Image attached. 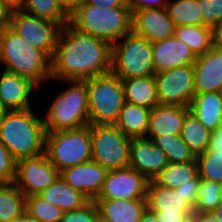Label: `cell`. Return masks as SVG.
I'll return each instance as SVG.
<instances>
[{
    "instance_id": "obj_48",
    "label": "cell",
    "mask_w": 222,
    "mask_h": 222,
    "mask_svg": "<svg viewBox=\"0 0 222 222\" xmlns=\"http://www.w3.org/2000/svg\"><path fill=\"white\" fill-rule=\"evenodd\" d=\"M62 8L70 14L83 0H57Z\"/></svg>"
},
{
    "instance_id": "obj_32",
    "label": "cell",
    "mask_w": 222,
    "mask_h": 222,
    "mask_svg": "<svg viewBox=\"0 0 222 222\" xmlns=\"http://www.w3.org/2000/svg\"><path fill=\"white\" fill-rule=\"evenodd\" d=\"M152 142L166 154L169 163H187L196 159L180 135L156 136Z\"/></svg>"
},
{
    "instance_id": "obj_51",
    "label": "cell",
    "mask_w": 222,
    "mask_h": 222,
    "mask_svg": "<svg viewBox=\"0 0 222 222\" xmlns=\"http://www.w3.org/2000/svg\"><path fill=\"white\" fill-rule=\"evenodd\" d=\"M211 213L215 216V218L219 221L222 222V204H220L218 207L213 209Z\"/></svg>"
},
{
    "instance_id": "obj_54",
    "label": "cell",
    "mask_w": 222,
    "mask_h": 222,
    "mask_svg": "<svg viewBox=\"0 0 222 222\" xmlns=\"http://www.w3.org/2000/svg\"><path fill=\"white\" fill-rule=\"evenodd\" d=\"M219 199H220V203L222 204V183H221V188L219 192Z\"/></svg>"
},
{
    "instance_id": "obj_41",
    "label": "cell",
    "mask_w": 222,
    "mask_h": 222,
    "mask_svg": "<svg viewBox=\"0 0 222 222\" xmlns=\"http://www.w3.org/2000/svg\"><path fill=\"white\" fill-rule=\"evenodd\" d=\"M168 0H130L128 6L131 14L134 11L146 8H164Z\"/></svg>"
},
{
    "instance_id": "obj_3",
    "label": "cell",
    "mask_w": 222,
    "mask_h": 222,
    "mask_svg": "<svg viewBox=\"0 0 222 222\" xmlns=\"http://www.w3.org/2000/svg\"><path fill=\"white\" fill-rule=\"evenodd\" d=\"M46 130L43 118L32 111H7L0 122V142L18 161L45 152Z\"/></svg>"
},
{
    "instance_id": "obj_1",
    "label": "cell",
    "mask_w": 222,
    "mask_h": 222,
    "mask_svg": "<svg viewBox=\"0 0 222 222\" xmlns=\"http://www.w3.org/2000/svg\"><path fill=\"white\" fill-rule=\"evenodd\" d=\"M112 45L82 33L69 23L61 27L51 59V78L85 81L111 71Z\"/></svg>"
},
{
    "instance_id": "obj_4",
    "label": "cell",
    "mask_w": 222,
    "mask_h": 222,
    "mask_svg": "<svg viewBox=\"0 0 222 222\" xmlns=\"http://www.w3.org/2000/svg\"><path fill=\"white\" fill-rule=\"evenodd\" d=\"M129 7L107 8L82 1L70 14L69 24L78 31L115 44L131 31Z\"/></svg>"
},
{
    "instance_id": "obj_34",
    "label": "cell",
    "mask_w": 222,
    "mask_h": 222,
    "mask_svg": "<svg viewBox=\"0 0 222 222\" xmlns=\"http://www.w3.org/2000/svg\"><path fill=\"white\" fill-rule=\"evenodd\" d=\"M25 214L38 222H60L64 211L39 195L25 196Z\"/></svg>"
},
{
    "instance_id": "obj_35",
    "label": "cell",
    "mask_w": 222,
    "mask_h": 222,
    "mask_svg": "<svg viewBox=\"0 0 222 222\" xmlns=\"http://www.w3.org/2000/svg\"><path fill=\"white\" fill-rule=\"evenodd\" d=\"M220 188V183L200 179L194 212L208 213L218 207L221 204L219 199Z\"/></svg>"
},
{
    "instance_id": "obj_49",
    "label": "cell",
    "mask_w": 222,
    "mask_h": 222,
    "mask_svg": "<svg viewBox=\"0 0 222 222\" xmlns=\"http://www.w3.org/2000/svg\"><path fill=\"white\" fill-rule=\"evenodd\" d=\"M9 7V9L14 11H20L24 5L26 0H2Z\"/></svg>"
},
{
    "instance_id": "obj_42",
    "label": "cell",
    "mask_w": 222,
    "mask_h": 222,
    "mask_svg": "<svg viewBox=\"0 0 222 222\" xmlns=\"http://www.w3.org/2000/svg\"><path fill=\"white\" fill-rule=\"evenodd\" d=\"M153 212L159 222H185L193 213H164L163 211Z\"/></svg>"
},
{
    "instance_id": "obj_46",
    "label": "cell",
    "mask_w": 222,
    "mask_h": 222,
    "mask_svg": "<svg viewBox=\"0 0 222 222\" xmlns=\"http://www.w3.org/2000/svg\"><path fill=\"white\" fill-rule=\"evenodd\" d=\"M192 217H193V222H219L211 212L208 213L194 212Z\"/></svg>"
},
{
    "instance_id": "obj_11",
    "label": "cell",
    "mask_w": 222,
    "mask_h": 222,
    "mask_svg": "<svg viewBox=\"0 0 222 222\" xmlns=\"http://www.w3.org/2000/svg\"><path fill=\"white\" fill-rule=\"evenodd\" d=\"M9 27L31 45L43 50L52 59L61 29L59 24L20 10L12 13Z\"/></svg>"
},
{
    "instance_id": "obj_18",
    "label": "cell",
    "mask_w": 222,
    "mask_h": 222,
    "mask_svg": "<svg viewBox=\"0 0 222 222\" xmlns=\"http://www.w3.org/2000/svg\"><path fill=\"white\" fill-rule=\"evenodd\" d=\"M194 66L195 94L219 92L222 86V50L212 47L197 57Z\"/></svg>"
},
{
    "instance_id": "obj_47",
    "label": "cell",
    "mask_w": 222,
    "mask_h": 222,
    "mask_svg": "<svg viewBox=\"0 0 222 222\" xmlns=\"http://www.w3.org/2000/svg\"><path fill=\"white\" fill-rule=\"evenodd\" d=\"M213 47L222 50V23L213 28Z\"/></svg>"
},
{
    "instance_id": "obj_19",
    "label": "cell",
    "mask_w": 222,
    "mask_h": 222,
    "mask_svg": "<svg viewBox=\"0 0 222 222\" xmlns=\"http://www.w3.org/2000/svg\"><path fill=\"white\" fill-rule=\"evenodd\" d=\"M40 88L29 78L5 71L0 76V102L8 110L31 108L30 97Z\"/></svg>"
},
{
    "instance_id": "obj_29",
    "label": "cell",
    "mask_w": 222,
    "mask_h": 222,
    "mask_svg": "<svg viewBox=\"0 0 222 222\" xmlns=\"http://www.w3.org/2000/svg\"><path fill=\"white\" fill-rule=\"evenodd\" d=\"M211 133L193 113L189 112L186 115L180 136L197 157L208 150Z\"/></svg>"
},
{
    "instance_id": "obj_28",
    "label": "cell",
    "mask_w": 222,
    "mask_h": 222,
    "mask_svg": "<svg viewBox=\"0 0 222 222\" xmlns=\"http://www.w3.org/2000/svg\"><path fill=\"white\" fill-rule=\"evenodd\" d=\"M174 37L183 41L198 57L213 47V28L209 26H176Z\"/></svg>"
},
{
    "instance_id": "obj_24",
    "label": "cell",
    "mask_w": 222,
    "mask_h": 222,
    "mask_svg": "<svg viewBox=\"0 0 222 222\" xmlns=\"http://www.w3.org/2000/svg\"><path fill=\"white\" fill-rule=\"evenodd\" d=\"M38 195L60 207L64 212L79 210L91 201L82 192L68 185L60 176Z\"/></svg>"
},
{
    "instance_id": "obj_40",
    "label": "cell",
    "mask_w": 222,
    "mask_h": 222,
    "mask_svg": "<svg viewBox=\"0 0 222 222\" xmlns=\"http://www.w3.org/2000/svg\"><path fill=\"white\" fill-rule=\"evenodd\" d=\"M199 187L200 177L198 175L192 180V184L179 186L175 190L179 191L185 197V200L194 208L198 197Z\"/></svg>"
},
{
    "instance_id": "obj_22",
    "label": "cell",
    "mask_w": 222,
    "mask_h": 222,
    "mask_svg": "<svg viewBox=\"0 0 222 222\" xmlns=\"http://www.w3.org/2000/svg\"><path fill=\"white\" fill-rule=\"evenodd\" d=\"M148 209L164 213H194V208L185 197L175 189L164 188L153 180L149 182L147 192Z\"/></svg>"
},
{
    "instance_id": "obj_15",
    "label": "cell",
    "mask_w": 222,
    "mask_h": 222,
    "mask_svg": "<svg viewBox=\"0 0 222 222\" xmlns=\"http://www.w3.org/2000/svg\"><path fill=\"white\" fill-rule=\"evenodd\" d=\"M169 164L166 154L146 137L132 138L129 167L143 174L149 181Z\"/></svg>"
},
{
    "instance_id": "obj_44",
    "label": "cell",
    "mask_w": 222,
    "mask_h": 222,
    "mask_svg": "<svg viewBox=\"0 0 222 222\" xmlns=\"http://www.w3.org/2000/svg\"><path fill=\"white\" fill-rule=\"evenodd\" d=\"M85 3L107 8L129 7L127 0H83Z\"/></svg>"
},
{
    "instance_id": "obj_52",
    "label": "cell",
    "mask_w": 222,
    "mask_h": 222,
    "mask_svg": "<svg viewBox=\"0 0 222 222\" xmlns=\"http://www.w3.org/2000/svg\"><path fill=\"white\" fill-rule=\"evenodd\" d=\"M20 222H38L32 218H29L26 214L20 217Z\"/></svg>"
},
{
    "instance_id": "obj_39",
    "label": "cell",
    "mask_w": 222,
    "mask_h": 222,
    "mask_svg": "<svg viewBox=\"0 0 222 222\" xmlns=\"http://www.w3.org/2000/svg\"><path fill=\"white\" fill-rule=\"evenodd\" d=\"M60 222H101V220L95 202L90 201L79 210L64 212Z\"/></svg>"
},
{
    "instance_id": "obj_16",
    "label": "cell",
    "mask_w": 222,
    "mask_h": 222,
    "mask_svg": "<svg viewBox=\"0 0 222 222\" xmlns=\"http://www.w3.org/2000/svg\"><path fill=\"white\" fill-rule=\"evenodd\" d=\"M107 173L106 168L91 160L60 171V177L94 201L102 190Z\"/></svg>"
},
{
    "instance_id": "obj_8",
    "label": "cell",
    "mask_w": 222,
    "mask_h": 222,
    "mask_svg": "<svg viewBox=\"0 0 222 222\" xmlns=\"http://www.w3.org/2000/svg\"><path fill=\"white\" fill-rule=\"evenodd\" d=\"M44 153L59 172L91 161L90 125L76 130L47 132Z\"/></svg>"
},
{
    "instance_id": "obj_12",
    "label": "cell",
    "mask_w": 222,
    "mask_h": 222,
    "mask_svg": "<svg viewBox=\"0 0 222 222\" xmlns=\"http://www.w3.org/2000/svg\"><path fill=\"white\" fill-rule=\"evenodd\" d=\"M60 176L45 153L17 161L14 184L25 195H38Z\"/></svg>"
},
{
    "instance_id": "obj_27",
    "label": "cell",
    "mask_w": 222,
    "mask_h": 222,
    "mask_svg": "<svg viewBox=\"0 0 222 222\" xmlns=\"http://www.w3.org/2000/svg\"><path fill=\"white\" fill-rule=\"evenodd\" d=\"M198 175V163L195 159L187 163H169L153 181L164 188L176 189L185 184H192V180Z\"/></svg>"
},
{
    "instance_id": "obj_43",
    "label": "cell",
    "mask_w": 222,
    "mask_h": 222,
    "mask_svg": "<svg viewBox=\"0 0 222 222\" xmlns=\"http://www.w3.org/2000/svg\"><path fill=\"white\" fill-rule=\"evenodd\" d=\"M207 151L214 152V156H222V127L211 133Z\"/></svg>"
},
{
    "instance_id": "obj_9",
    "label": "cell",
    "mask_w": 222,
    "mask_h": 222,
    "mask_svg": "<svg viewBox=\"0 0 222 222\" xmlns=\"http://www.w3.org/2000/svg\"><path fill=\"white\" fill-rule=\"evenodd\" d=\"M90 130L92 161L108 171L129 167L131 137L115 124L90 125Z\"/></svg>"
},
{
    "instance_id": "obj_10",
    "label": "cell",
    "mask_w": 222,
    "mask_h": 222,
    "mask_svg": "<svg viewBox=\"0 0 222 222\" xmlns=\"http://www.w3.org/2000/svg\"><path fill=\"white\" fill-rule=\"evenodd\" d=\"M154 77L160 105L190 106L195 95L193 64L155 73Z\"/></svg>"
},
{
    "instance_id": "obj_57",
    "label": "cell",
    "mask_w": 222,
    "mask_h": 222,
    "mask_svg": "<svg viewBox=\"0 0 222 222\" xmlns=\"http://www.w3.org/2000/svg\"><path fill=\"white\" fill-rule=\"evenodd\" d=\"M219 93H220V95L222 96V86H221V89H220Z\"/></svg>"
},
{
    "instance_id": "obj_2",
    "label": "cell",
    "mask_w": 222,
    "mask_h": 222,
    "mask_svg": "<svg viewBox=\"0 0 222 222\" xmlns=\"http://www.w3.org/2000/svg\"><path fill=\"white\" fill-rule=\"evenodd\" d=\"M0 62L5 71L29 78L39 87L51 79V58L9 26L0 29Z\"/></svg>"
},
{
    "instance_id": "obj_20",
    "label": "cell",
    "mask_w": 222,
    "mask_h": 222,
    "mask_svg": "<svg viewBox=\"0 0 222 222\" xmlns=\"http://www.w3.org/2000/svg\"><path fill=\"white\" fill-rule=\"evenodd\" d=\"M189 107L178 105H157L149 116L146 138L153 139L161 135H180Z\"/></svg>"
},
{
    "instance_id": "obj_50",
    "label": "cell",
    "mask_w": 222,
    "mask_h": 222,
    "mask_svg": "<svg viewBox=\"0 0 222 222\" xmlns=\"http://www.w3.org/2000/svg\"><path fill=\"white\" fill-rule=\"evenodd\" d=\"M139 222H159V221L157 220L156 215L153 212H151L149 209H147L145 213L142 215V218L140 219Z\"/></svg>"
},
{
    "instance_id": "obj_33",
    "label": "cell",
    "mask_w": 222,
    "mask_h": 222,
    "mask_svg": "<svg viewBox=\"0 0 222 222\" xmlns=\"http://www.w3.org/2000/svg\"><path fill=\"white\" fill-rule=\"evenodd\" d=\"M21 11L56 22L61 27L69 23V14L57 0H26Z\"/></svg>"
},
{
    "instance_id": "obj_45",
    "label": "cell",
    "mask_w": 222,
    "mask_h": 222,
    "mask_svg": "<svg viewBox=\"0 0 222 222\" xmlns=\"http://www.w3.org/2000/svg\"><path fill=\"white\" fill-rule=\"evenodd\" d=\"M12 13L5 2L0 0V29L9 26Z\"/></svg>"
},
{
    "instance_id": "obj_23",
    "label": "cell",
    "mask_w": 222,
    "mask_h": 222,
    "mask_svg": "<svg viewBox=\"0 0 222 222\" xmlns=\"http://www.w3.org/2000/svg\"><path fill=\"white\" fill-rule=\"evenodd\" d=\"M189 108L211 132L222 127V96L219 92L195 94Z\"/></svg>"
},
{
    "instance_id": "obj_31",
    "label": "cell",
    "mask_w": 222,
    "mask_h": 222,
    "mask_svg": "<svg viewBox=\"0 0 222 222\" xmlns=\"http://www.w3.org/2000/svg\"><path fill=\"white\" fill-rule=\"evenodd\" d=\"M167 12L175 26H204L198 0H168Z\"/></svg>"
},
{
    "instance_id": "obj_21",
    "label": "cell",
    "mask_w": 222,
    "mask_h": 222,
    "mask_svg": "<svg viewBox=\"0 0 222 222\" xmlns=\"http://www.w3.org/2000/svg\"><path fill=\"white\" fill-rule=\"evenodd\" d=\"M101 222H139L148 209L147 199H95Z\"/></svg>"
},
{
    "instance_id": "obj_13",
    "label": "cell",
    "mask_w": 222,
    "mask_h": 222,
    "mask_svg": "<svg viewBox=\"0 0 222 222\" xmlns=\"http://www.w3.org/2000/svg\"><path fill=\"white\" fill-rule=\"evenodd\" d=\"M149 180L131 167L108 171L96 199H147Z\"/></svg>"
},
{
    "instance_id": "obj_38",
    "label": "cell",
    "mask_w": 222,
    "mask_h": 222,
    "mask_svg": "<svg viewBox=\"0 0 222 222\" xmlns=\"http://www.w3.org/2000/svg\"><path fill=\"white\" fill-rule=\"evenodd\" d=\"M16 167L17 160L0 142V184L14 183L16 177Z\"/></svg>"
},
{
    "instance_id": "obj_17",
    "label": "cell",
    "mask_w": 222,
    "mask_h": 222,
    "mask_svg": "<svg viewBox=\"0 0 222 222\" xmlns=\"http://www.w3.org/2000/svg\"><path fill=\"white\" fill-rule=\"evenodd\" d=\"M152 54L155 73L194 64L197 59L190 47L175 37L152 42Z\"/></svg>"
},
{
    "instance_id": "obj_53",
    "label": "cell",
    "mask_w": 222,
    "mask_h": 222,
    "mask_svg": "<svg viewBox=\"0 0 222 222\" xmlns=\"http://www.w3.org/2000/svg\"><path fill=\"white\" fill-rule=\"evenodd\" d=\"M8 110L2 105V103L0 102V122L1 120L4 118L5 113Z\"/></svg>"
},
{
    "instance_id": "obj_37",
    "label": "cell",
    "mask_w": 222,
    "mask_h": 222,
    "mask_svg": "<svg viewBox=\"0 0 222 222\" xmlns=\"http://www.w3.org/2000/svg\"><path fill=\"white\" fill-rule=\"evenodd\" d=\"M198 4L206 26L214 28L222 23V0H198Z\"/></svg>"
},
{
    "instance_id": "obj_56",
    "label": "cell",
    "mask_w": 222,
    "mask_h": 222,
    "mask_svg": "<svg viewBox=\"0 0 222 222\" xmlns=\"http://www.w3.org/2000/svg\"><path fill=\"white\" fill-rule=\"evenodd\" d=\"M10 222H20V217L18 219L12 220Z\"/></svg>"
},
{
    "instance_id": "obj_55",
    "label": "cell",
    "mask_w": 222,
    "mask_h": 222,
    "mask_svg": "<svg viewBox=\"0 0 222 222\" xmlns=\"http://www.w3.org/2000/svg\"><path fill=\"white\" fill-rule=\"evenodd\" d=\"M185 222H193V217H189Z\"/></svg>"
},
{
    "instance_id": "obj_26",
    "label": "cell",
    "mask_w": 222,
    "mask_h": 222,
    "mask_svg": "<svg viewBox=\"0 0 222 222\" xmlns=\"http://www.w3.org/2000/svg\"><path fill=\"white\" fill-rule=\"evenodd\" d=\"M125 102L152 109L159 105L154 75L122 80Z\"/></svg>"
},
{
    "instance_id": "obj_6",
    "label": "cell",
    "mask_w": 222,
    "mask_h": 222,
    "mask_svg": "<svg viewBox=\"0 0 222 222\" xmlns=\"http://www.w3.org/2000/svg\"><path fill=\"white\" fill-rule=\"evenodd\" d=\"M87 82L89 125L115 124L125 103L122 80L112 71Z\"/></svg>"
},
{
    "instance_id": "obj_36",
    "label": "cell",
    "mask_w": 222,
    "mask_h": 222,
    "mask_svg": "<svg viewBox=\"0 0 222 222\" xmlns=\"http://www.w3.org/2000/svg\"><path fill=\"white\" fill-rule=\"evenodd\" d=\"M200 179L222 183V156L206 151L196 157Z\"/></svg>"
},
{
    "instance_id": "obj_7",
    "label": "cell",
    "mask_w": 222,
    "mask_h": 222,
    "mask_svg": "<svg viewBox=\"0 0 222 222\" xmlns=\"http://www.w3.org/2000/svg\"><path fill=\"white\" fill-rule=\"evenodd\" d=\"M111 71L121 80L154 75L152 43L131 30L112 45Z\"/></svg>"
},
{
    "instance_id": "obj_5",
    "label": "cell",
    "mask_w": 222,
    "mask_h": 222,
    "mask_svg": "<svg viewBox=\"0 0 222 222\" xmlns=\"http://www.w3.org/2000/svg\"><path fill=\"white\" fill-rule=\"evenodd\" d=\"M67 89L60 92L45 112L46 132L76 130L89 125L87 82L70 80Z\"/></svg>"
},
{
    "instance_id": "obj_25",
    "label": "cell",
    "mask_w": 222,
    "mask_h": 222,
    "mask_svg": "<svg viewBox=\"0 0 222 222\" xmlns=\"http://www.w3.org/2000/svg\"><path fill=\"white\" fill-rule=\"evenodd\" d=\"M151 109L125 102L115 125L131 138L146 137Z\"/></svg>"
},
{
    "instance_id": "obj_14",
    "label": "cell",
    "mask_w": 222,
    "mask_h": 222,
    "mask_svg": "<svg viewBox=\"0 0 222 222\" xmlns=\"http://www.w3.org/2000/svg\"><path fill=\"white\" fill-rule=\"evenodd\" d=\"M175 28L166 7L146 8L132 13L131 30L151 43L174 37Z\"/></svg>"
},
{
    "instance_id": "obj_30",
    "label": "cell",
    "mask_w": 222,
    "mask_h": 222,
    "mask_svg": "<svg viewBox=\"0 0 222 222\" xmlns=\"http://www.w3.org/2000/svg\"><path fill=\"white\" fill-rule=\"evenodd\" d=\"M25 214V195L14 183L0 184V222H10Z\"/></svg>"
}]
</instances>
